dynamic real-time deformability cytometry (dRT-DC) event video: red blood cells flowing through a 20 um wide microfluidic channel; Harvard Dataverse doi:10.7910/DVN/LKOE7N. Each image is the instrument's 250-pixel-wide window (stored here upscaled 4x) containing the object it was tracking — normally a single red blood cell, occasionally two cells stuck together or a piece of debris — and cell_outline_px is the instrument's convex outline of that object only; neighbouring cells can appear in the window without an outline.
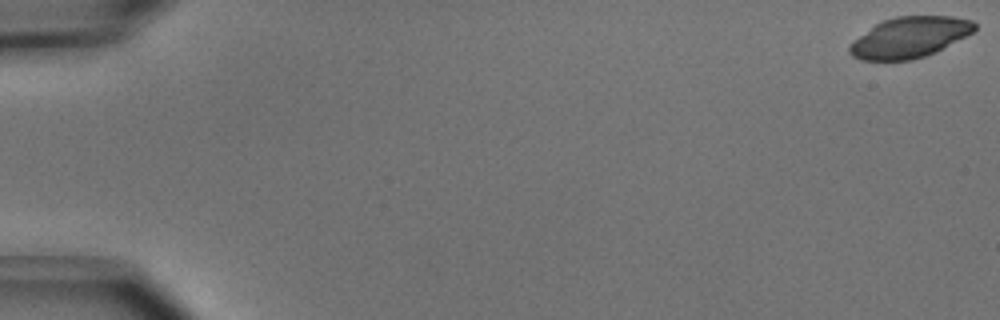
{"species": "common noctule bat (a hibernating species)", "species_latin": "Nyctalus noctula", "temperature_condition": "cold", "stored_images_in_passage": 9, "camera_frame_rate_fps": 3000, "um_per_image_px": 0.085, "animal": {"sex": "male", "body_mass_g": 15.6}, "frame": {"image": 1, "passage_image": 1, "time_ms": 0.0, "image_size_px": [1000, 320], "cell_outline_px": [[976, 28], [972, 32], [936, 52], [912, 60], [860, 60], [852, 56], [848, 52], [848, 48], [852, 40], [876, 24], [884, 20], [896, 16], [952, 16], [972, 20], [976, 24]], "centroid_in_image_um": [77.29, 3.18], "position_along_channel_um": 7.7, "area_um2": 29.59}}